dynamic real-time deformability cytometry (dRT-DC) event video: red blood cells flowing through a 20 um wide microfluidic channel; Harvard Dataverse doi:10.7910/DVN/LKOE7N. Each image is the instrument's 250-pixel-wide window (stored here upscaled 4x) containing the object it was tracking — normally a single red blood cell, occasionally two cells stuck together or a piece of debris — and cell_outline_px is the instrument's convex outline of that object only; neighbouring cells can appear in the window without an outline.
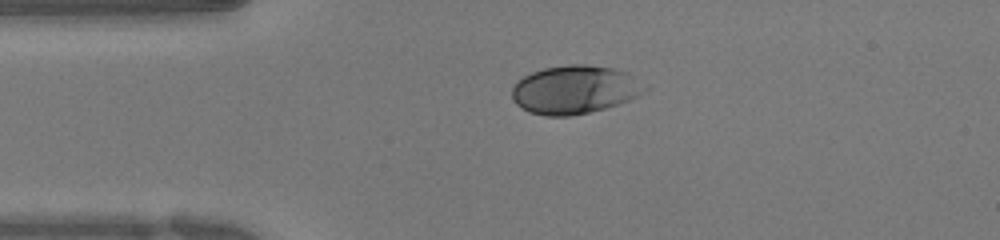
{"species": "human", "species_latin": "Homo sapiens", "temperature_condition": "warm", "stored_images_in_passage": 41, "camera_frame_rate_fps": 3000, "um_per_image_px": 0.085, "donor": {"sex": "female"}, "frame": {"image": 1, "passage_image": 1, "time_ms": 0.0, "image_size_px": [1000, 240], "cell_outline_px": [[648, 88], [636, 96], [628, 100], [604, 108], [588, 112], [568, 116], [544, 116], [528, 112], [520, 108], [512, 100], [512, 88], [516, 80], [532, 72], [544, 68], [568, 64], [584, 64], [612, 68], [628, 72], [648, 84]], "centroid_in_image_um": [48.83, 7.61], "position_along_channel_um": 36.2, "area_um2": 37.69}}
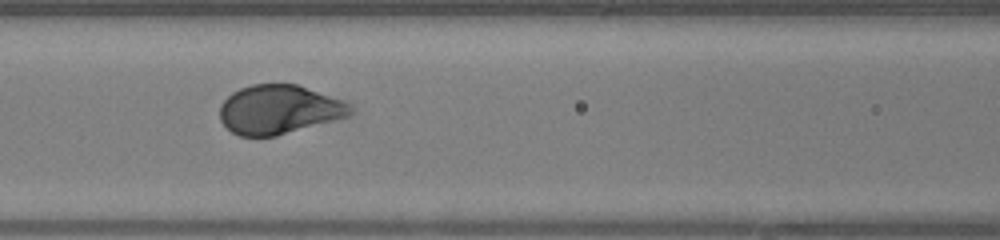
{"frame": {"image": 2, "passage_image": 11, "time_ms": 3.333, "image_size_px": [1000, 240], "cell_outline_px": [[352, 112], [348, 116], [276, 136], [240, 136], [232, 132], [220, 120], [220, 104], [232, 92], [240, 88], [252, 84], [296, 84], [340, 100], [348, 104], [352, 108]], "centroid_in_image_um": [23.66, 9.31], "position_along_channel_um": 142.9, "area_um2": 36.82}}
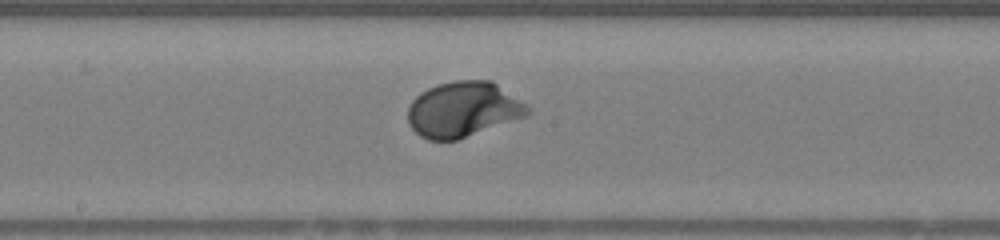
{"frame": {"image": 3, "passage_image": 16, "time_ms": 5.0, "image_size_px": [1000, 240], "cell_outline_px": [[532, 112], [528, 116], [456, 140], [428, 140], [420, 136], [408, 124], [408, 108], [412, 100], [420, 92], [436, 84], [456, 80], [492, 80], [532, 108]], "centroid_in_image_um": [39.38, 9.29], "position_along_channel_um": 208.8, "area_um2": 38.9}, "authors_computed_cell_mechanics": {"area_um2": 37.1654, "velocity_mm_per_s": 3.9585, "shape_relaxation_time_tau1_ms": 2.5942, "shape_relaxation_time_tau2_ms": null, "deformation_change_tau1": 0.158, "deformation_change_tau2": null}}